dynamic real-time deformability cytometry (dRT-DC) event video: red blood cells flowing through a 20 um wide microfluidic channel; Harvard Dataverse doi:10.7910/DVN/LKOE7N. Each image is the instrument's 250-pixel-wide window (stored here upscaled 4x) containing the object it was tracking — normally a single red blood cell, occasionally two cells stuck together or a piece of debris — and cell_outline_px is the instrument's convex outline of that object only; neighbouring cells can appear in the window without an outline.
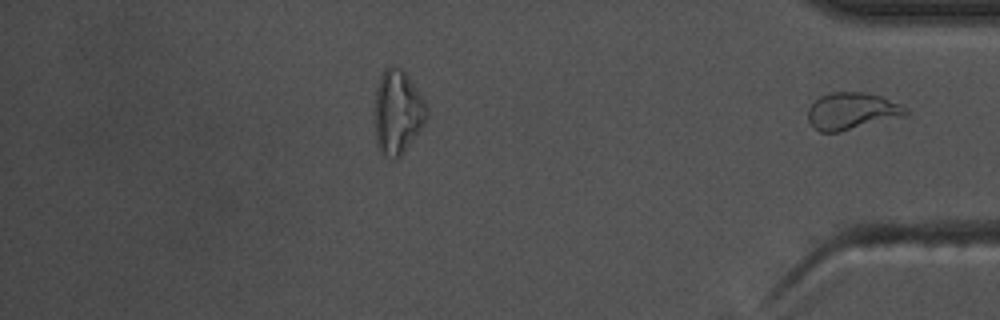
{"species": "common noctule bat (a hibernating species)", "species_latin": "Nyctalus noctula", "temperature_condition": "warm", "stored_images_in_passage": 48, "segment_of_instrument_passage": [2, 2], "camera_frame_rate_fps": 3000, "um_per_image_px": 0.085, "animal": {"sex": "male", "body_mass_g": 17.5, "forearm_length_mm": 52.3}, "frame": {"image": 1, "passage_image": 48, "time_ms": 15.667, "image_size_px": [1000, 320], "cell_outline_px": [[908, 112], [904, 116], [840, 132], [820, 132], [812, 128], [808, 120], [808, 108], [820, 96], [832, 92], [864, 92], [880, 96], [900, 104], [908, 108]], "centroid_in_image_um": [72.39, 9.45], "position_along_channel_um": 362.8, "area_um2": 21.1}}